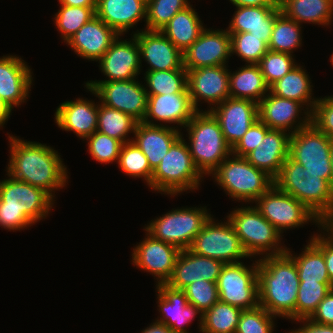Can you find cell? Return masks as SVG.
Masks as SVG:
<instances>
[{
    "label": "cell",
    "mask_w": 333,
    "mask_h": 333,
    "mask_svg": "<svg viewBox=\"0 0 333 333\" xmlns=\"http://www.w3.org/2000/svg\"><path fill=\"white\" fill-rule=\"evenodd\" d=\"M9 141L7 175L44 190L52 198L53 190L65 187L67 168L52 147L39 142H25L14 136H9Z\"/></svg>",
    "instance_id": "cell-1"
},
{
    "label": "cell",
    "mask_w": 333,
    "mask_h": 333,
    "mask_svg": "<svg viewBox=\"0 0 333 333\" xmlns=\"http://www.w3.org/2000/svg\"><path fill=\"white\" fill-rule=\"evenodd\" d=\"M259 305L274 316L295 320L300 284L294 260L285 252L257 260Z\"/></svg>",
    "instance_id": "cell-2"
},
{
    "label": "cell",
    "mask_w": 333,
    "mask_h": 333,
    "mask_svg": "<svg viewBox=\"0 0 333 333\" xmlns=\"http://www.w3.org/2000/svg\"><path fill=\"white\" fill-rule=\"evenodd\" d=\"M8 176L0 182V227L20 230L45 218L53 207V198L38 187Z\"/></svg>",
    "instance_id": "cell-3"
},
{
    "label": "cell",
    "mask_w": 333,
    "mask_h": 333,
    "mask_svg": "<svg viewBox=\"0 0 333 333\" xmlns=\"http://www.w3.org/2000/svg\"><path fill=\"white\" fill-rule=\"evenodd\" d=\"M274 184L293 196L325 224L333 215V186L288 157Z\"/></svg>",
    "instance_id": "cell-4"
},
{
    "label": "cell",
    "mask_w": 333,
    "mask_h": 333,
    "mask_svg": "<svg viewBox=\"0 0 333 333\" xmlns=\"http://www.w3.org/2000/svg\"><path fill=\"white\" fill-rule=\"evenodd\" d=\"M184 128H188L190 154L202 174L210 175L228 156L232 148L220 125L209 111H197Z\"/></svg>",
    "instance_id": "cell-5"
},
{
    "label": "cell",
    "mask_w": 333,
    "mask_h": 333,
    "mask_svg": "<svg viewBox=\"0 0 333 333\" xmlns=\"http://www.w3.org/2000/svg\"><path fill=\"white\" fill-rule=\"evenodd\" d=\"M303 121H298L291 132L289 141V157L307 168L308 172L318 174L332 185L331 142L313 123L311 112L304 111Z\"/></svg>",
    "instance_id": "cell-6"
},
{
    "label": "cell",
    "mask_w": 333,
    "mask_h": 333,
    "mask_svg": "<svg viewBox=\"0 0 333 333\" xmlns=\"http://www.w3.org/2000/svg\"><path fill=\"white\" fill-rule=\"evenodd\" d=\"M189 144L182 135L171 145L169 151L154 169L152 190L176 195L186 190L197 189L202 173L190 154Z\"/></svg>",
    "instance_id": "cell-7"
},
{
    "label": "cell",
    "mask_w": 333,
    "mask_h": 333,
    "mask_svg": "<svg viewBox=\"0 0 333 333\" xmlns=\"http://www.w3.org/2000/svg\"><path fill=\"white\" fill-rule=\"evenodd\" d=\"M232 156L231 159L228 156L211 174L231 198L256 201L274 184V179L245 157Z\"/></svg>",
    "instance_id": "cell-8"
},
{
    "label": "cell",
    "mask_w": 333,
    "mask_h": 333,
    "mask_svg": "<svg viewBox=\"0 0 333 333\" xmlns=\"http://www.w3.org/2000/svg\"><path fill=\"white\" fill-rule=\"evenodd\" d=\"M227 219L233 225L243 248L250 257L256 254L280 255L287 251V248L279 244L282 234L261 215L255 206L234 209Z\"/></svg>",
    "instance_id": "cell-9"
},
{
    "label": "cell",
    "mask_w": 333,
    "mask_h": 333,
    "mask_svg": "<svg viewBox=\"0 0 333 333\" xmlns=\"http://www.w3.org/2000/svg\"><path fill=\"white\" fill-rule=\"evenodd\" d=\"M210 217L206 206L175 209L151 220L145 231L155 239L175 245L180 250L189 249Z\"/></svg>",
    "instance_id": "cell-10"
},
{
    "label": "cell",
    "mask_w": 333,
    "mask_h": 333,
    "mask_svg": "<svg viewBox=\"0 0 333 333\" xmlns=\"http://www.w3.org/2000/svg\"><path fill=\"white\" fill-rule=\"evenodd\" d=\"M217 223L212 219L203 225L190 246V250L201 256L219 260L224 264L238 263L241 258L249 255L243 248L240 238L227 219L226 222Z\"/></svg>",
    "instance_id": "cell-11"
},
{
    "label": "cell",
    "mask_w": 333,
    "mask_h": 333,
    "mask_svg": "<svg viewBox=\"0 0 333 333\" xmlns=\"http://www.w3.org/2000/svg\"><path fill=\"white\" fill-rule=\"evenodd\" d=\"M258 202V203H257ZM256 208L281 234L283 230L303 226L313 220L324 226L320 219L293 196L273 184L256 201Z\"/></svg>",
    "instance_id": "cell-12"
},
{
    "label": "cell",
    "mask_w": 333,
    "mask_h": 333,
    "mask_svg": "<svg viewBox=\"0 0 333 333\" xmlns=\"http://www.w3.org/2000/svg\"><path fill=\"white\" fill-rule=\"evenodd\" d=\"M247 268L242 262L225 264L217 281L219 300L242 310L259 305L257 261Z\"/></svg>",
    "instance_id": "cell-13"
},
{
    "label": "cell",
    "mask_w": 333,
    "mask_h": 333,
    "mask_svg": "<svg viewBox=\"0 0 333 333\" xmlns=\"http://www.w3.org/2000/svg\"><path fill=\"white\" fill-rule=\"evenodd\" d=\"M86 88L95 94L101 104L129 114L138 122L144 120L148 94L146 87L135 79L109 82H86Z\"/></svg>",
    "instance_id": "cell-14"
},
{
    "label": "cell",
    "mask_w": 333,
    "mask_h": 333,
    "mask_svg": "<svg viewBox=\"0 0 333 333\" xmlns=\"http://www.w3.org/2000/svg\"><path fill=\"white\" fill-rule=\"evenodd\" d=\"M231 56V37L227 30H207L183 52V67L188 70L226 65Z\"/></svg>",
    "instance_id": "cell-15"
},
{
    "label": "cell",
    "mask_w": 333,
    "mask_h": 333,
    "mask_svg": "<svg viewBox=\"0 0 333 333\" xmlns=\"http://www.w3.org/2000/svg\"><path fill=\"white\" fill-rule=\"evenodd\" d=\"M217 119L224 138L233 148L257 120L258 104L248 99L227 98L209 110Z\"/></svg>",
    "instance_id": "cell-16"
},
{
    "label": "cell",
    "mask_w": 333,
    "mask_h": 333,
    "mask_svg": "<svg viewBox=\"0 0 333 333\" xmlns=\"http://www.w3.org/2000/svg\"><path fill=\"white\" fill-rule=\"evenodd\" d=\"M133 249V264L150 272L158 284H166L173 275L180 249L175 245L155 239L150 234Z\"/></svg>",
    "instance_id": "cell-17"
},
{
    "label": "cell",
    "mask_w": 333,
    "mask_h": 333,
    "mask_svg": "<svg viewBox=\"0 0 333 333\" xmlns=\"http://www.w3.org/2000/svg\"><path fill=\"white\" fill-rule=\"evenodd\" d=\"M187 89L197 111H199L197 106L200 99L210 105L220 104L230 97L227 66L218 65L188 70Z\"/></svg>",
    "instance_id": "cell-18"
},
{
    "label": "cell",
    "mask_w": 333,
    "mask_h": 333,
    "mask_svg": "<svg viewBox=\"0 0 333 333\" xmlns=\"http://www.w3.org/2000/svg\"><path fill=\"white\" fill-rule=\"evenodd\" d=\"M118 39L119 36L99 60V67L108 80L89 82L133 80L140 74L141 58L135 36L131 41Z\"/></svg>",
    "instance_id": "cell-19"
},
{
    "label": "cell",
    "mask_w": 333,
    "mask_h": 333,
    "mask_svg": "<svg viewBox=\"0 0 333 333\" xmlns=\"http://www.w3.org/2000/svg\"><path fill=\"white\" fill-rule=\"evenodd\" d=\"M133 35L137 40L140 58H144L151 67L148 71L185 69L183 53L161 31L145 29Z\"/></svg>",
    "instance_id": "cell-20"
},
{
    "label": "cell",
    "mask_w": 333,
    "mask_h": 333,
    "mask_svg": "<svg viewBox=\"0 0 333 333\" xmlns=\"http://www.w3.org/2000/svg\"><path fill=\"white\" fill-rule=\"evenodd\" d=\"M225 264L219 260L193 253L190 249L181 250L173 271V275L166 283L171 288L183 290L194 281H218V277Z\"/></svg>",
    "instance_id": "cell-21"
},
{
    "label": "cell",
    "mask_w": 333,
    "mask_h": 333,
    "mask_svg": "<svg viewBox=\"0 0 333 333\" xmlns=\"http://www.w3.org/2000/svg\"><path fill=\"white\" fill-rule=\"evenodd\" d=\"M196 112L189 93L148 95L146 114L142 122L153 126L163 125L152 122L151 119H154L185 127Z\"/></svg>",
    "instance_id": "cell-22"
},
{
    "label": "cell",
    "mask_w": 333,
    "mask_h": 333,
    "mask_svg": "<svg viewBox=\"0 0 333 333\" xmlns=\"http://www.w3.org/2000/svg\"><path fill=\"white\" fill-rule=\"evenodd\" d=\"M158 291V307L162 314L157 322L164 323L174 333H187L185 324L193 320L195 315L200 314V330L202 327V312L196 307L188 304L187 297L183 290L171 288L167 284L156 285Z\"/></svg>",
    "instance_id": "cell-23"
},
{
    "label": "cell",
    "mask_w": 333,
    "mask_h": 333,
    "mask_svg": "<svg viewBox=\"0 0 333 333\" xmlns=\"http://www.w3.org/2000/svg\"><path fill=\"white\" fill-rule=\"evenodd\" d=\"M32 79L31 69L21 58L16 55L0 58V98L11 110L25 102Z\"/></svg>",
    "instance_id": "cell-24"
},
{
    "label": "cell",
    "mask_w": 333,
    "mask_h": 333,
    "mask_svg": "<svg viewBox=\"0 0 333 333\" xmlns=\"http://www.w3.org/2000/svg\"><path fill=\"white\" fill-rule=\"evenodd\" d=\"M118 36L111 27L95 15L66 43L80 57L98 61Z\"/></svg>",
    "instance_id": "cell-25"
},
{
    "label": "cell",
    "mask_w": 333,
    "mask_h": 333,
    "mask_svg": "<svg viewBox=\"0 0 333 333\" xmlns=\"http://www.w3.org/2000/svg\"><path fill=\"white\" fill-rule=\"evenodd\" d=\"M290 136L285 131L269 129L262 142L245 156L246 160L275 179L289 157Z\"/></svg>",
    "instance_id": "cell-26"
},
{
    "label": "cell",
    "mask_w": 333,
    "mask_h": 333,
    "mask_svg": "<svg viewBox=\"0 0 333 333\" xmlns=\"http://www.w3.org/2000/svg\"><path fill=\"white\" fill-rule=\"evenodd\" d=\"M55 123L80 138H88L98 127V104L82 98L66 101L55 112Z\"/></svg>",
    "instance_id": "cell-27"
},
{
    "label": "cell",
    "mask_w": 333,
    "mask_h": 333,
    "mask_svg": "<svg viewBox=\"0 0 333 333\" xmlns=\"http://www.w3.org/2000/svg\"><path fill=\"white\" fill-rule=\"evenodd\" d=\"M147 0H97L95 15L119 36L146 19Z\"/></svg>",
    "instance_id": "cell-28"
},
{
    "label": "cell",
    "mask_w": 333,
    "mask_h": 333,
    "mask_svg": "<svg viewBox=\"0 0 333 333\" xmlns=\"http://www.w3.org/2000/svg\"><path fill=\"white\" fill-rule=\"evenodd\" d=\"M229 27V33L249 32L269 44L276 17L281 13L276 6L237 7Z\"/></svg>",
    "instance_id": "cell-29"
},
{
    "label": "cell",
    "mask_w": 333,
    "mask_h": 333,
    "mask_svg": "<svg viewBox=\"0 0 333 333\" xmlns=\"http://www.w3.org/2000/svg\"><path fill=\"white\" fill-rule=\"evenodd\" d=\"M176 127L153 126L138 122L131 139L147 157L154 170L169 151L171 145L182 135Z\"/></svg>",
    "instance_id": "cell-30"
},
{
    "label": "cell",
    "mask_w": 333,
    "mask_h": 333,
    "mask_svg": "<svg viewBox=\"0 0 333 333\" xmlns=\"http://www.w3.org/2000/svg\"><path fill=\"white\" fill-rule=\"evenodd\" d=\"M298 101L280 98L271 92L258 103L259 120L270 129L282 130L291 134L296 118L303 109ZM302 107V108H301Z\"/></svg>",
    "instance_id": "cell-31"
},
{
    "label": "cell",
    "mask_w": 333,
    "mask_h": 333,
    "mask_svg": "<svg viewBox=\"0 0 333 333\" xmlns=\"http://www.w3.org/2000/svg\"><path fill=\"white\" fill-rule=\"evenodd\" d=\"M270 87L258 64H247L238 71L229 72V94L231 98L248 99L259 103Z\"/></svg>",
    "instance_id": "cell-32"
},
{
    "label": "cell",
    "mask_w": 333,
    "mask_h": 333,
    "mask_svg": "<svg viewBox=\"0 0 333 333\" xmlns=\"http://www.w3.org/2000/svg\"><path fill=\"white\" fill-rule=\"evenodd\" d=\"M202 25L197 12L190 5L175 14L160 31L183 53L205 29Z\"/></svg>",
    "instance_id": "cell-33"
},
{
    "label": "cell",
    "mask_w": 333,
    "mask_h": 333,
    "mask_svg": "<svg viewBox=\"0 0 333 333\" xmlns=\"http://www.w3.org/2000/svg\"><path fill=\"white\" fill-rule=\"evenodd\" d=\"M302 68L296 64L283 78L270 87V92L280 98L298 101L303 106L307 104L312 113L318 99H312V85L306 70Z\"/></svg>",
    "instance_id": "cell-34"
},
{
    "label": "cell",
    "mask_w": 333,
    "mask_h": 333,
    "mask_svg": "<svg viewBox=\"0 0 333 333\" xmlns=\"http://www.w3.org/2000/svg\"><path fill=\"white\" fill-rule=\"evenodd\" d=\"M280 10L300 25L308 22L326 26L333 18V0H288Z\"/></svg>",
    "instance_id": "cell-35"
},
{
    "label": "cell",
    "mask_w": 333,
    "mask_h": 333,
    "mask_svg": "<svg viewBox=\"0 0 333 333\" xmlns=\"http://www.w3.org/2000/svg\"><path fill=\"white\" fill-rule=\"evenodd\" d=\"M299 256L287 249L286 253L294 260L300 281L332 283L329 279L323 253L310 241Z\"/></svg>",
    "instance_id": "cell-36"
},
{
    "label": "cell",
    "mask_w": 333,
    "mask_h": 333,
    "mask_svg": "<svg viewBox=\"0 0 333 333\" xmlns=\"http://www.w3.org/2000/svg\"><path fill=\"white\" fill-rule=\"evenodd\" d=\"M242 309L218 300L202 314V333H236Z\"/></svg>",
    "instance_id": "cell-37"
},
{
    "label": "cell",
    "mask_w": 333,
    "mask_h": 333,
    "mask_svg": "<svg viewBox=\"0 0 333 333\" xmlns=\"http://www.w3.org/2000/svg\"><path fill=\"white\" fill-rule=\"evenodd\" d=\"M138 121L129 114L109 108L103 104L98 105L97 131L121 141L130 142L127 135L135 131ZM127 138V139H126Z\"/></svg>",
    "instance_id": "cell-38"
},
{
    "label": "cell",
    "mask_w": 333,
    "mask_h": 333,
    "mask_svg": "<svg viewBox=\"0 0 333 333\" xmlns=\"http://www.w3.org/2000/svg\"><path fill=\"white\" fill-rule=\"evenodd\" d=\"M301 41V25L281 12L275 19L268 49L291 54L301 46Z\"/></svg>",
    "instance_id": "cell-39"
},
{
    "label": "cell",
    "mask_w": 333,
    "mask_h": 333,
    "mask_svg": "<svg viewBox=\"0 0 333 333\" xmlns=\"http://www.w3.org/2000/svg\"><path fill=\"white\" fill-rule=\"evenodd\" d=\"M145 81L150 90L146 89L148 95L189 93L186 69L146 71Z\"/></svg>",
    "instance_id": "cell-40"
},
{
    "label": "cell",
    "mask_w": 333,
    "mask_h": 333,
    "mask_svg": "<svg viewBox=\"0 0 333 333\" xmlns=\"http://www.w3.org/2000/svg\"><path fill=\"white\" fill-rule=\"evenodd\" d=\"M331 289H333V283L300 281L295 307V321L310 318Z\"/></svg>",
    "instance_id": "cell-41"
},
{
    "label": "cell",
    "mask_w": 333,
    "mask_h": 333,
    "mask_svg": "<svg viewBox=\"0 0 333 333\" xmlns=\"http://www.w3.org/2000/svg\"><path fill=\"white\" fill-rule=\"evenodd\" d=\"M117 163L123 172L135 178L143 177L151 187L154 170L150 167L147 157L133 141L122 145Z\"/></svg>",
    "instance_id": "cell-42"
},
{
    "label": "cell",
    "mask_w": 333,
    "mask_h": 333,
    "mask_svg": "<svg viewBox=\"0 0 333 333\" xmlns=\"http://www.w3.org/2000/svg\"><path fill=\"white\" fill-rule=\"evenodd\" d=\"M55 14V24L67 42L84 24L95 16L96 7H73L61 5Z\"/></svg>",
    "instance_id": "cell-43"
},
{
    "label": "cell",
    "mask_w": 333,
    "mask_h": 333,
    "mask_svg": "<svg viewBox=\"0 0 333 333\" xmlns=\"http://www.w3.org/2000/svg\"><path fill=\"white\" fill-rule=\"evenodd\" d=\"M190 6L187 0H147L146 30H161L178 12Z\"/></svg>",
    "instance_id": "cell-44"
},
{
    "label": "cell",
    "mask_w": 333,
    "mask_h": 333,
    "mask_svg": "<svg viewBox=\"0 0 333 333\" xmlns=\"http://www.w3.org/2000/svg\"><path fill=\"white\" fill-rule=\"evenodd\" d=\"M231 37V54L236 53L238 57L248 64H259L261 58L268 52V45L249 32L229 33Z\"/></svg>",
    "instance_id": "cell-45"
},
{
    "label": "cell",
    "mask_w": 333,
    "mask_h": 333,
    "mask_svg": "<svg viewBox=\"0 0 333 333\" xmlns=\"http://www.w3.org/2000/svg\"><path fill=\"white\" fill-rule=\"evenodd\" d=\"M295 64L292 54L268 50L258 65L266 83L271 87L275 82L283 78Z\"/></svg>",
    "instance_id": "cell-46"
},
{
    "label": "cell",
    "mask_w": 333,
    "mask_h": 333,
    "mask_svg": "<svg viewBox=\"0 0 333 333\" xmlns=\"http://www.w3.org/2000/svg\"><path fill=\"white\" fill-rule=\"evenodd\" d=\"M275 317L260 305L242 310L236 333H272Z\"/></svg>",
    "instance_id": "cell-47"
},
{
    "label": "cell",
    "mask_w": 333,
    "mask_h": 333,
    "mask_svg": "<svg viewBox=\"0 0 333 333\" xmlns=\"http://www.w3.org/2000/svg\"><path fill=\"white\" fill-rule=\"evenodd\" d=\"M88 150L93 159L100 163L118 162L123 143L115 138L95 131L86 138Z\"/></svg>",
    "instance_id": "cell-48"
},
{
    "label": "cell",
    "mask_w": 333,
    "mask_h": 333,
    "mask_svg": "<svg viewBox=\"0 0 333 333\" xmlns=\"http://www.w3.org/2000/svg\"><path fill=\"white\" fill-rule=\"evenodd\" d=\"M183 291L187 297L188 304L196 307L202 314L219 300L216 282L194 281L186 286Z\"/></svg>",
    "instance_id": "cell-49"
},
{
    "label": "cell",
    "mask_w": 333,
    "mask_h": 333,
    "mask_svg": "<svg viewBox=\"0 0 333 333\" xmlns=\"http://www.w3.org/2000/svg\"><path fill=\"white\" fill-rule=\"evenodd\" d=\"M311 123L333 138V95L319 98L311 113Z\"/></svg>",
    "instance_id": "cell-50"
},
{
    "label": "cell",
    "mask_w": 333,
    "mask_h": 333,
    "mask_svg": "<svg viewBox=\"0 0 333 333\" xmlns=\"http://www.w3.org/2000/svg\"><path fill=\"white\" fill-rule=\"evenodd\" d=\"M269 129L268 126L260 120H257L232 148V154L239 157H245L262 142Z\"/></svg>",
    "instance_id": "cell-51"
},
{
    "label": "cell",
    "mask_w": 333,
    "mask_h": 333,
    "mask_svg": "<svg viewBox=\"0 0 333 333\" xmlns=\"http://www.w3.org/2000/svg\"><path fill=\"white\" fill-rule=\"evenodd\" d=\"M322 228L329 235L326 238H324L325 235L322 237L321 233L317 236L313 235L310 241L323 253L329 279L333 283V231L327 229L325 226H322Z\"/></svg>",
    "instance_id": "cell-52"
},
{
    "label": "cell",
    "mask_w": 333,
    "mask_h": 333,
    "mask_svg": "<svg viewBox=\"0 0 333 333\" xmlns=\"http://www.w3.org/2000/svg\"><path fill=\"white\" fill-rule=\"evenodd\" d=\"M309 319L318 324L333 325V289L320 302Z\"/></svg>",
    "instance_id": "cell-53"
},
{
    "label": "cell",
    "mask_w": 333,
    "mask_h": 333,
    "mask_svg": "<svg viewBox=\"0 0 333 333\" xmlns=\"http://www.w3.org/2000/svg\"><path fill=\"white\" fill-rule=\"evenodd\" d=\"M303 322L305 321L303 327L297 329V330H292L290 333H333V325H322L315 323L311 321L309 318L308 319H300L296 320Z\"/></svg>",
    "instance_id": "cell-54"
},
{
    "label": "cell",
    "mask_w": 333,
    "mask_h": 333,
    "mask_svg": "<svg viewBox=\"0 0 333 333\" xmlns=\"http://www.w3.org/2000/svg\"><path fill=\"white\" fill-rule=\"evenodd\" d=\"M236 7L241 6H274L271 0H230Z\"/></svg>",
    "instance_id": "cell-55"
},
{
    "label": "cell",
    "mask_w": 333,
    "mask_h": 333,
    "mask_svg": "<svg viewBox=\"0 0 333 333\" xmlns=\"http://www.w3.org/2000/svg\"><path fill=\"white\" fill-rule=\"evenodd\" d=\"M60 5L73 7H96L97 0H58Z\"/></svg>",
    "instance_id": "cell-56"
},
{
    "label": "cell",
    "mask_w": 333,
    "mask_h": 333,
    "mask_svg": "<svg viewBox=\"0 0 333 333\" xmlns=\"http://www.w3.org/2000/svg\"><path fill=\"white\" fill-rule=\"evenodd\" d=\"M141 333H174L168 326H166L164 323L160 322H154L149 327H147L145 330Z\"/></svg>",
    "instance_id": "cell-57"
},
{
    "label": "cell",
    "mask_w": 333,
    "mask_h": 333,
    "mask_svg": "<svg viewBox=\"0 0 333 333\" xmlns=\"http://www.w3.org/2000/svg\"><path fill=\"white\" fill-rule=\"evenodd\" d=\"M11 109L8 105L0 98V127H2L8 120L11 114Z\"/></svg>",
    "instance_id": "cell-58"
},
{
    "label": "cell",
    "mask_w": 333,
    "mask_h": 333,
    "mask_svg": "<svg viewBox=\"0 0 333 333\" xmlns=\"http://www.w3.org/2000/svg\"><path fill=\"white\" fill-rule=\"evenodd\" d=\"M324 226L333 231V215L328 219V221L324 224Z\"/></svg>",
    "instance_id": "cell-59"
},
{
    "label": "cell",
    "mask_w": 333,
    "mask_h": 333,
    "mask_svg": "<svg viewBox=\"0 0 333 333\" xmlns=\"http://www.w3.org/2000/svg\"><path fill=\"white\" fill-rule=\"evenodd\" d=\"M330 160H331L332 186H333V138H332V142H331Z\"/></svg>",
    "instance_id": "cell-60"
},
{
    "label": "cell",
    "mask_w": 333,
    "mask_h": 333,
    "mask_svg": "<svg viewBox=\"0 0 333 333\" xmlns=\"http://www.w3.org/2000/svg\"><path fill=\"white\" fill-rule=\"evenodd\" d=\"M273 5L280 8L283 4H285L288 0H271Z\"/></svg>",
    "instance_id": "cell-61"
},
{
    "label": "cell",
    "mask_w": 333,
    "mask_h": 333,
    "mask_svg": "<svg viewBox=\"0 0 333 333\" xmlns=\"http://www.w3.org/2000/svg\"><path fill=\"white\" fill-rule=\"evenodd\" d=\"M330 62H332V65H333V54H332V56H331V60H330Z\"/></svg>",
    "instance_id": "cell-62"
}]
</instances>
